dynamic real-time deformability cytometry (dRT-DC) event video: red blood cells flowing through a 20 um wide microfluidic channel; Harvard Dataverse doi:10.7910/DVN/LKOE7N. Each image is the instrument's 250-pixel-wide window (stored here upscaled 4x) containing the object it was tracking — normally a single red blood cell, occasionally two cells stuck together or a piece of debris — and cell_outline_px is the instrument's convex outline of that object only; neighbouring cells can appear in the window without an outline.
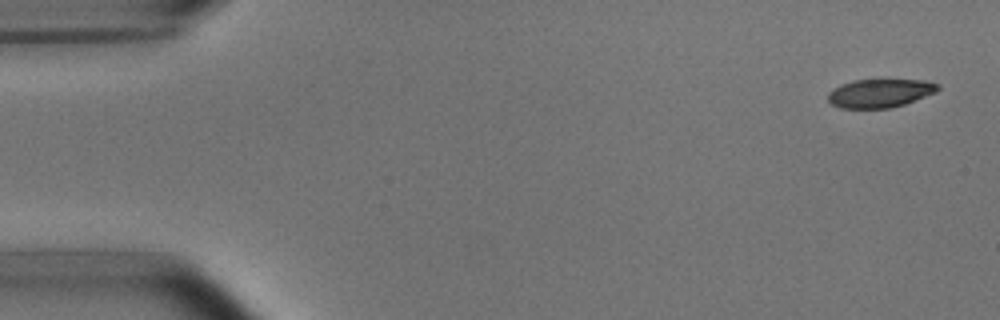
{"species": "common noctule bat (a hibernating species)", "species_latin": "Nyctalus noctula", "temperature_condition": "room temperature", "stored_images_in_passage": 15, "camera_frame_rate_fps": 3000, "um_per_image_px": 0.085, "animal": {"sex": "male", "body_mass_g": 15.6}, "frame": {"image": 1, "passage_image": 2, "time_ms": 0.333, "image_size_px": [1000, 320], "cell_outline_px": [[940, 88], [936, 92], [904, 104], [888, 108], [840, 108], [832, 104], [828, 100], [828, 92], [840, 84], [852, 80], [924, 80], [940, 84]], "centroid_in_image_um": [74.78, 7.91], "position_along_channel_um": 10.2, "area_um2": 18.21}}
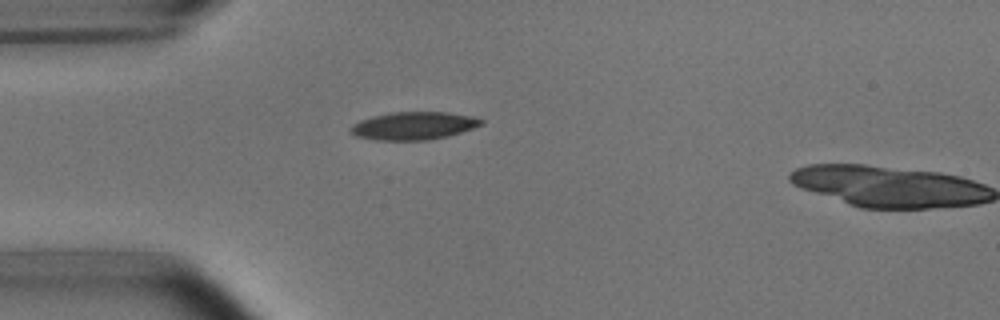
{"frame": {"image": 2, "passage_image": 14, "time_ms": 4.333, "image_size_px": [1000, 320], "cell_outline_px": [[484, 124], [448, 136], [428, 140], [376, 140], [356, 136], [348, 132], [348, 128], [352, 124], [360, 120], [372, 116], [392, 112], [448, 112], [472, 116], [484, 120]], "centroid_in_image_um": [35.12, 10.69], "position_along_channel_um": 49.9, "area_um2": 21.33}}